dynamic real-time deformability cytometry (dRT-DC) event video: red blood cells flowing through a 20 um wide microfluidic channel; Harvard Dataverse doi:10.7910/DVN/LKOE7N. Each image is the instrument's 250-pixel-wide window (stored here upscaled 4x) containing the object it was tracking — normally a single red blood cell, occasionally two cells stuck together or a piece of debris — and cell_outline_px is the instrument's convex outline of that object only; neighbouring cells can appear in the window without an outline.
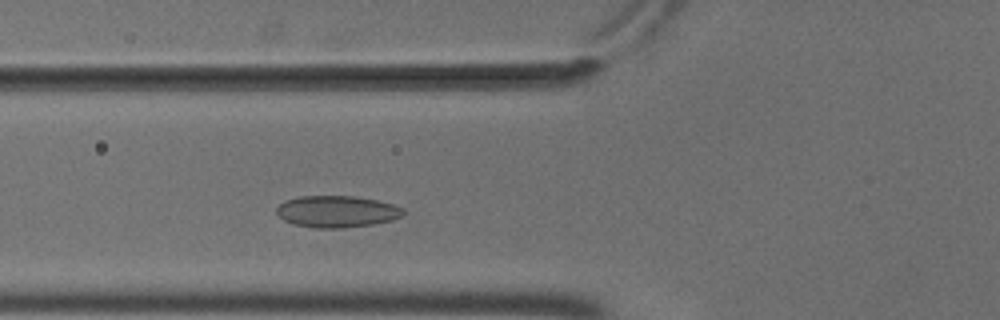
{"species": "common noctule bat (a hibernating species)", "species_latin": "Nyctalus noctula", "temperature_condition": "cold", "stored_images_in_passage": 46, "camera_frame_rate_fps": 3000, "um_per_image_px": 0.085, "animal": {"sex": "male", "body_mass_g": 18.8}, "frame": {"image": 1, "passage_image": 12, "time_ms": 3.667, "image_size_px": [1000, 320], "cell_outline_px": [[404, 216], [392, 220], [372, 224], [340, 228], [316, 228], [296, 224], [284, 220], [276, 212], [276, 208], [284, 200], [300, 196], [356, 196], [376, 200], [392, 204], [404, 208]], "centroid_in_image_um": [28.65, 17.97], "position_along_channel_um": 97.2, "area_um2": 23.35}}
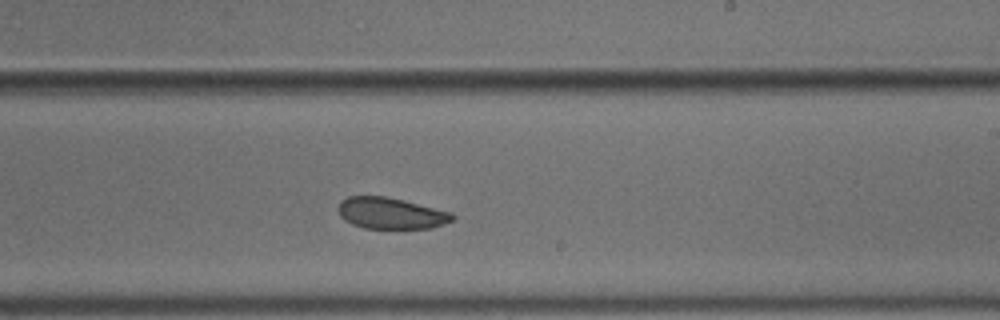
{"frame": {"image": 2, "passage_image": 25, "time_ms": 8.0, "image_size_px": [1000, 320], "cell_outline_px": [[456, 216], [452, 220], [444, 224], [432, 228], [364, 228], [352, 224], [344, 220], [340, 216], [336, 208], [340, 200], [348, 196], [384, 196], [404, 200], [452, 212]], "centroid_in_image_um": [33.2, 18.12], "position_along_channel_um": 255.8, "area_um2": 21.04}}
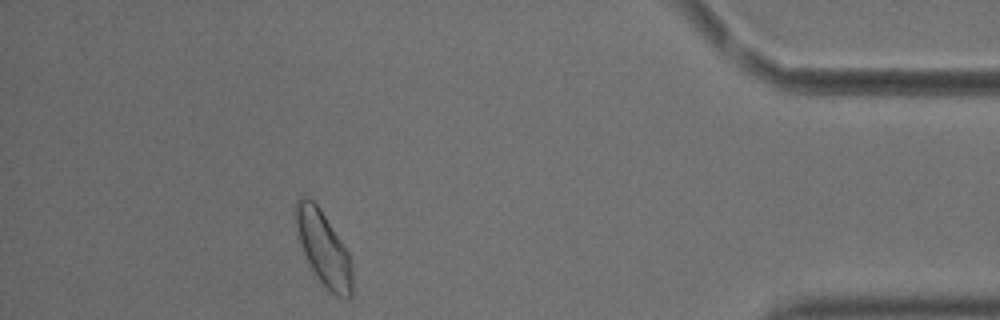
{"frame": {"image": 3, "passage_image": 41, "time_ms": 13.333, "image_size_px": [1000, 320], "cell_outline_px": [[352, 296], [336, 296], [320, 280], [312, 268], [300, 244], [296, 224], [296, 200], [300, 196], [308, 196], [320, 208], [348, 252], [352, 264]], "centroid_in_image_um": [27.5, 21.07], "position_along_channel_um": 407.7, "area_um2": 23.76}, "authors_computed_cell_mechanics": {"area_um2": 23.1489, "velocity_mm_per_s": 3.6573, "shape_relaxation_time_tau1_ms": null, "shape_relaxation_time_tau2_ms": 2.6829, "deformation_change_tau1": null, "deformation_change_tau2": 0.0592}}